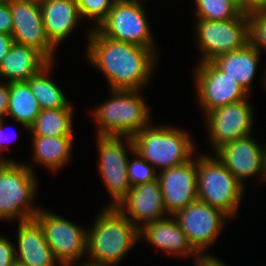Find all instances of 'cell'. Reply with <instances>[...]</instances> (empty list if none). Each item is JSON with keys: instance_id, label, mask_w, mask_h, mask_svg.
<instances>
[{"instance_id": "6da1fadb", "label": "cell", "mask_w": 266, "mask_h": 266, "mask_svg": "<svg viewBox=\"0 0 266 266\" xmlns=\"http://www.w3.org/2000/svg\"><path fill=\"white\" fill-rule=\"evenodd\" d=\"M87 34L85 55L105 75L110 90H140L149 83L157 61L155 49L110 39L94 27Z\"/></svg>"}, {"instance_id": "7a4b0ae2", "label": "cell", "mask_w": 266, "mask_h": 266, "mask_svg": "<svg viewBox=\"0 0 266 266\" xmlns=\"http://www.w3.org/2000/svg\"><path fill=\"white\" fill-rule=\"evenodd\" d=\"M103 210V211H102ZM101 210L87 232L86 263L95 266H117L127 252L140 240L139 228L115 206Z\"/></svg>"}, {"instance_id": "3957f363", "label": "cell", "mask_w": 266, "mask_h": 266, "mask_svg": "<svg viewBox=\"0 0 266 266\" xmlns=\"http://www.w3.org/2000/svg\"><path fill=\"white\" fill-rule=\"evenodd\" d=\"M187 134L172 126L149 125L132 136L134 151L159 171L179 166L194 157L195 144Z\"/></svg>"}, {"instance_id": "277c9868", "label": "cell", "mask_w": 266, "mask_h": 266, "mask_svg": "<svg viewBox=\"0 0 266 266\" xmlns=\"http://www.w3.org/2000/svg\"><path fill=\"white\" fill-rule=\"evenodd\" d=\"M111 98L94 107L97 135L133 136L150 123V109L140 90H111Z\"/></svg>"}, {"instance_id": "5b68a950", "label": "cell", "mask_w": 266, "mask_h": 266, "mask_svg": "<svg viewBox=\"0 0 266 266\" xmlns=\"http://www.w3.org/2000/svg\"><path fill=\"white\" fill-rule=\"evenodd\" d=\"M243 190L244 186L216 156L206 153L197 157L198 200L232 218L238 212Z\"/></svg>"}, {"instance_id": "8992f818", "label": "cell", "mask_w": 266, "mask_h": 266, "mask_svg": "<svg viewBox=\"0 0 266 266\" xmlns=\"http://www.w3.org/2000/svg\"><path fill=\"white\" fill-rule=\"evenodd\" d=\"M30 167L0 161V220H31L39 212L40 209L31 204L36 197L37 180Z\"/></svg>"}, {"instance_id": "52a82bcc", "label": "cell", "mask_w": 266, "mask_h": 266, "mask_svg": "<svg viewBox=\"0 0 266 266\" xmlns=\"http://www.w3.org/2000/svg\"><path fill=\"white\" fill-rule=\"evenodd\" d=\"M197 46L202 52V62H211L222 54L244 48L250 42L249 13L228 20L197 19Z\"/></svg>"}, {"instance_id": "ba28073f", "label": "cell", "mask_w": 266, "mask_h": 266, "mask_svg": "<svg viewBox=\"0 0 266 266\" xmlns=\"http://www.w3.org/2000/svg\"><path fill=\"white\" fill-rule=\"evenodd\" d=\"M141 2L115 1L107 17L95 29L110 39L155 49L154 37Z\"/></svg>"}, {"instance_id": "9c48e42d", "label": "cell", "mask_w": 266, "mask_h": 266, "mask_svg": "<svg viewBox=\"0 0 266 266\" xmlns=\"http://www.w3.org/2000/svg\"><path fill=\"white\" fill-rule=\"evenodd\" d=\"M97 141L98 168L111 197L108 206L116 207L132 187L127 174V152L134 151L133 140L131 136L97 135Z\"/></svg>"}, {"instance_id": "30bf717a", "label": "cell", "mask_w": 266, "mask_h": 266, "mask_svg": "<svg viewBox=\"0 0 266 266\" xmlns=\"http://www.w3.org/2000/svg\"><path fill=\"white\" fill-rule=\"evenodd\" d=\"M60 266H72L87 252V232L80 226L49 211L39 210L34 218Z\"/></svg>"}, {"instance_id": "8fae6325", "label": "cell", "mask_w": 266, "mask_h": 266, "mask_svg": "<svg viewBox=\"0 0 266 266\" xmlns=\"http://www.w3.org/2000/svg\"><path fill=\"white\" fill-rule=\"evenodd\" d=\"M194 71L195 92L205 114L217 107L246 99L248 96L236 80L222 72L212 61L199 63Z\"/></svg>"}, {"instance_id": "7c38bea8", "label": "cell", "mask_w": 266, "mask_h": 266, "mask_svg": "<svg viewBox=\"0 0 266 266\" xmlns=\"http://www.w3.org/2000/svg\"><path fill=\"white\" fill-rule=\"evenodd\" d=\"M12 13L13 42L39 51L49 62H54L56 47L48 39L42 18L40 2L9 0Z\"/></svg>"}, {"instance_id": "4fadbf2b", "label": "cell", "mask_w": 266, "mask_h": 266, "mask_svg": "<svg viewBox=\"0 0 266 266\" xmlns=\"http://www.w3.org/2000/svg\"><path fill=\"white\" fill-rule=\"evenodd\" d=\"M173 217L179 223L193 249L196 252H203L219 236L228 216L197 199L177 211Z\"/></svg>"}, {"instance_id": "5bb4252c", "label": "cell", "mask_w": 266, "mask_h": 266, "mask_svg": "<svg viewBox=\"0 0 266 266\" xmlns=\"http://www.w3.org/2000/svg\"><path fill=\"white\" fill-rule=\"evenodd\" d=\"M252 107L247 99H243L204 114L213 153L227 143L252 134L254 123Z\"/></svg>"}, {"instance_id": "9a60e30c", "label": "cell", "mask_w": 266, "mask_h": 266, "mask_svg": "<svg viewBox=\"0 0 266 266\" xmlns=\"http://www.w3.org/2000/svg\"><path fill=\"white\" fill-rule=\"evenodd\" d=\"M251 136L238 138L214 152L243 186L245 178L255 175H261L260 178L266 181V147L259 146Z\"/></svg>"}, {"instance_id": "2e32d148", "label": "cell", "mask_w": 266, "mask_h": 266, "mask_svg": "<svg viewBox=\"0 0 266 266\" xmlns=\"http://www.w3.org/2000/svg\"><path fill=\"white\" fill-rule=\"evenodd\" d=\"M157 180L163 195L165 210L168 215L187 207L197 197V158L188 162L158 171Z\"/></svg>"}, {"instance_id": "e0dca14e", "label": "cell", "mask_w": 266, "mask_h": 266, "mask_svg": "<svg viewBox=\"0 0 266 266\" xmlns=\"http://www.w3.org/2000/svg\"><path fill=\"white\" fill-rule=\"evenodd\" d=\"M116 208L139 229L146 223L166 218V214L169 216L158 180L132 186Z\"/></svg>"}, {"instance_id": "ac0fdd59", "label": "cell", "mask_w": 266, "mask_h": 266, "mask_svg": "<svg viewBox=\"0 0 266 266\" xmlns=\"http://www.w3.org/2000/svg\"><path fill=\"white\" fill-rule=\"evenodd\" d=\"M18 222L16 261L25 266H56L58 262L44 238L40 224L35 219Z\"/></svg>"}, {"instance_id": "d6986e66", "label": "cell", "mask_w": 266, "mask_h": 266, "mask_svg": "<svg viewBox=\"0 0 266 266\" xmlns=\"http://www.w3.org/2000/svg\"><path fill=\"white\" fill-rule=\"evenodd\" d=\"M139 237L140 239L144 237L143 239H147L146 242L157 247L158 250L172 253L171 255L174 256L179 255V257L185 258L193 255L194 257L196 253L179 223L172 215L162 220L146 223L139 229Z\"/></svg>"}, {"instance_id": "ffe728a7", "label": "cell", "mask_w": 266, "mask_h": 266, "mask_svg": "<svg viewBox=\"0 0 266 266\" xmlns=\"http://www.w3.org/2000/svg\"><path fill=\"white\" fill-rule=\"evenodd\" d=\"M40 7L45 33L58 48L80 22L77 0H42Z\"/></svg>"}, {"instance_id": "44dd1931", "label": "cell", "mask_w": 266, "mask_h": 266, "mask_svg": "<svg viewBox=\"0 0 266 266\" xmlns=\"http://www.w3.org/2000/svg\"><path fill=\"white\" fill-rule=\"evenodd\" d=\"M48 63L39 51L13 42L0 63V79L3 77L7 83L26 82Z\"/></svg>"}, {"instance_id": "7402d4cb", "label": "cell", "mask_w": 266, "mask_h": 266, "mask_svg": "<svg viewBox=\"0 0 266 266\" xmlns=\"http://www.w3.org/2000/svg\"><path fill=\"white\" fill-rule=\"evenodd\" d=\"M260 51L250 42L242 49L222 54L212 62L229 77L236 80L249 94L258 66Z\"/></svg>"}, {"instance_id": "603a6c76", "label": "cell", "mask_w": 266, "mask_h": 266, "mask_svg": "<svg viewBox=\"0 0 266 266\" xmlns=\"http://www.w3.org/2000/svg\"><path fill=\"white\" fill-rule=\"evenodd\" d=\"M73 139V136L32 135L33 159L37 164L44 165V168L58 171L69 162Z\"/></svg>"}, {"instance_id": "cb8c5ba5", "label": "cell", "mask_w": 266, "mask_h": 266, "mask_svg": "<svg viewBox=\"0 0 266 266\" xmlns=\"http://www.w3.org/2000/svg\"><path fill=\"white\" fill-rule=\"evenodd\" d=\"M41 112L37 99L26 82H11L7 115L29 129Z\"/></svg>"}, {"instance_id": "d4e9b609", "label": "cell", "mask_w": 266, "mask_h": 266, "mask_svg": "<svg viewBox=\"0 0 266 266\" xmlns=\"http://www.w3.org/2000/svg\"><path fill=\"white\" fill-rule=\"evenodd\" d=\"M54 62H49L26 83L37 99L41 110L56 108H73L62 90L50 79L49 73Z\"/></svg>"}, {"instance_id": "484cf974", "label": "cell", "mask_w": 266, "mask_h": 266, "mask_svg": "<svg viewBox=\"0 0 266 266\" xmlns=\"http://www.w3.org/2000/svg\"><path fill=\"white\" fill-rule=\"evenodd\" d=\"M73 113V108L41 110L28 130L37 136H73Z\"/></svg>"}, {"instance_id": "4316f807", "label": "cell", "mask_w": 266, "mask_h": 266, "mask_svg": "<svg viewBox=\"0 0 266 266\" xmlns=\"http://www.w3.org/2000/svg\"><path fill=\"white\" fill-rule=\"evenodd\" d=\"M197 19L228 20L240 18L242 11L238 0H195Z\"/></svg>"}, {"instance_id": "83f0119b", "label": "cell", "mask_w": 266, "mask_h": 266, "mask_svg": "<svg viewBox=\"0 0 266 266\" xmlns=\"http://www.w3.org/2000/svg\"><path fill=\"white\" fill-rule=\"evenodd\" d=\"M134 160L127 161V174L131 186L150 183L157 180L156 169L144 160L137 152L131 151Z\"/></svg>"}, {"instance_id": "f1b7e54d", "label": "cell", "mask_w": 266, "mask_h": 266, "mask_svg": "<svg viewBox=\"0 0 266 266\" xmlns=\"http://www.w3.org/2000/svg\"><path fill=\"white\" fill-rule=\"evenodd\" d=\"M115 0H77L79 13L82 18L96 22L95 28L107 17ZM95 19V20H94Z\"/></svg>"}, {"instance_id": "f546056e", "label": "cell", "mask_w": 266, "mask_h": 266, "mask_svg": "<svg viewBox=\"0 0 266 266\" xmlns=\"http://www.w3.org/2000/svg\"><path fill=\"white\" fill-rule=\"evenodd\" d=\"M249 38L250 43L261 52L266 51V10L249 13ZM266 85V74L264 76Z\"/></svg>"}, {"instance_id": "4dcf8cb0", "label": "cell", "mask_w": 266, "mask_h": 266, "mask_svg": "<svg viewBox=\"0 0 266 266\" xmlns=\"http://www.w3.org/2000/svg\"><path fill=\"white\" fill-rule=\"evenodd\" d=\"M15 261V245L0 235V266H12Z\"/></svg>"}, {"instance_id": "1f68e13d", "label": "cell", "mask_w": 266, "mask_h": 266, "mask_svg": "<svg viewBox=\"0 0 266 266\" xmlns=\"http://www.w3.org/2000/svg\"><path fill=\"white\" fill-rule=\"evenodd\" d=\"M0 33L12 34V13L8 2L0 4Z\"/></svg>"}, {"instance_id": "d6a6232c", "label": "cell", "mask_w": 266, "mask_h": 266, "mask_svg": "<svg viewBox=\"0 0 266 266\" xmlns=\"http://www.w3.org/2000/svg\"><path fill=\"white\" fill-rule=\"evenodd\" d=\"M10 83L0 82V119H6L9 107Z\"/></svg>"}, {"instance_id": "836d02e7", "label": "cell", "mask_w": 266, "mask_h": 266, "mask_svg": "<svg viewBox=\"0 0 266 266\" xmlns=\"http://www.w3.org/2000/svg\"><path fill=\"white\" fill-rule=\"evenodd\" d=\"M194 266H226L219 258H215L213 255L204 254L203 252H196Z\"/></svg>"}, {"instance_id": "e575fe53", "label": "cell", "mask_w": 266, "mask_h": 266, "mask_svg": "<svg viewBox=\"0 0 266 266\" xmlns=\"http://www.w3.org/2000/svg\"><path fill=\"white\" fill-rule=\"evenodd\" d=\"M238 2L245 13L266 10V0H238Z\"/></svg>"}, {"instance_id": "d590c367", "label": "cell", "mask_w": 266, "mask_h": 266, "mask_svg": "<svg viewBox=\"0 0 266 266\" xmlns=\"http://www.w3.org/2000/svg\"><path fill=\"white\" fill-rule=\"evenodd\" d=\"M12 43L13 38L11 35L0 33V63L2 59L7 55Z\"/></svg>"}, {"instance_id": "8d00e7d4", "label": "cell", "mask_w": 266, "mask_h": 266, "mask_svg": "<svg viewBox=\"0 0 266 266\" xmlns=\"http://www.w3.org/2000/svg\"><path fill=\"white\" fill-rule=\"evenodd\" d=\"M4 119L2 118V119H0V153L2 152V151H4L5 149L4 148H7L6 146L7 145H9L8 143L9 142H11V141H9L10 139H8V137L6 138L5 137V131H4V125L3 124H5L4 122ZM6 140V141H5ZM5 142L7 143V144H5ZM0 161H12V160H9V159H5L4 157L2 158V157H0Z\"/></svg>"}, {"instance_id": "74e56055", "label": "cell", "mask_w": 266, "mask_h": 266, "mask_svg": "<svg viewBox=\"0 0 266 266\" xmlns=\"http://www.w3.org/2000/svg\"><path fill=\"white\" fill-rule=\"evenodd\" d=\"M12 266H25V265H23V264H21V263L15 261V263H14Z\"/></svg>"}, {"instance_id": "f35d334b", "label": "cell", "mask_w": 266, "mask_h": 266, "mask_svg": "<svg viewBox=\"0 0 266 266\" xmlns=\"http://www.w3.org/2000/svg\"><path fill=\"white\" fill-rule=\"evenodd\" d=\"M6 2H9V0H0V4L6 3Z\"/></svg>"}]
</instances>
